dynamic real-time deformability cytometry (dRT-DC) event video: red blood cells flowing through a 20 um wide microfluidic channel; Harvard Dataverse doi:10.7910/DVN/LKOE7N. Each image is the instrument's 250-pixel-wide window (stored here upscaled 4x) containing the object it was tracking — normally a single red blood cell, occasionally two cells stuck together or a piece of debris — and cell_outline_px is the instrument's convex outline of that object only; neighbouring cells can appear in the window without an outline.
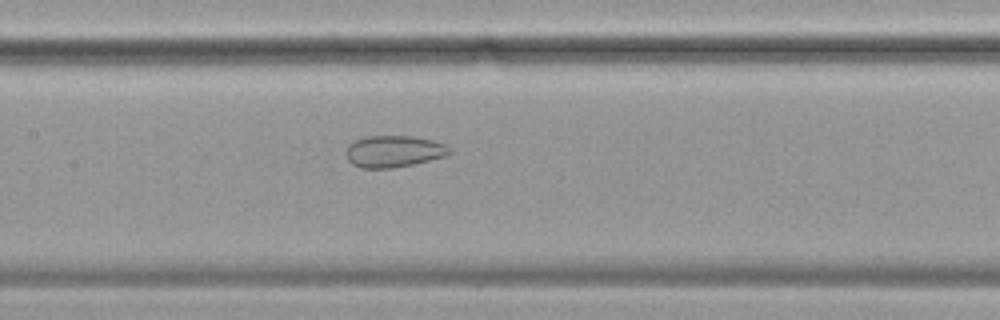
{"species": "common noctule bat (a hibernating species)", "species_latin": "Nyctalus noctula", "temperature_condition": "cold", "stored_images_in_passage": 55, "camera_frame_rate_fps": 3000, "um_per_image_px": 0.085, "animal": {"sex": "female", "body_mass_g": 19.9}, "frame": {"image": 1, "passage_image": 25, "time_ms": 8.0, "image_size_px": [1000, 320], "cell_outline_px": [[452, 152], [444, 156], [412, 164], [392, 168], [360, 168], [352, 164], [348, 160], [344, 152], [348, 144], [352, 140], [364, 136], [412, 136], [432, 140], [444, 144]], "centroid_in_image_um": [33.38, 12.86], "position_along_channel_um": 174.0, "area_um2": 19.19}}
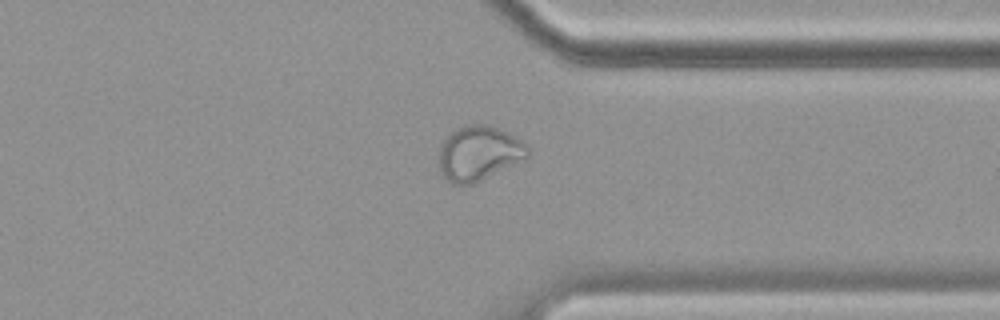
{"frame": {"image": 2, "passage_image": 42, "time_ms": 13.667, "image_size_px": [1000, 320], "cell_outline_px": [[528, 156], [472, 184], [452, 184], [444, 180], [440, 176], [440, 144], [452, 132], [468, 124], [488, 124], [508, 132], [528, 144]], "centroid_in_image_um": [40.67, 13.02], "position_along_channel_um": 370.7, "area_um2": 27.92}}
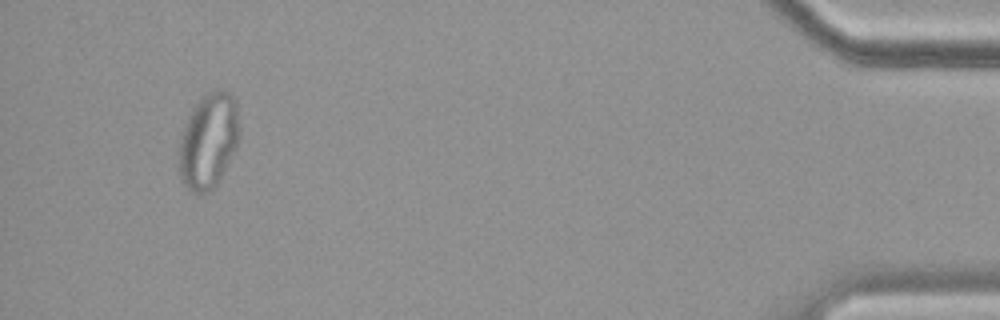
{"frame": {"image": 3, "passage_image": 52, "time_ms": 17.0, "image_size_px": [1000, 320], "cell_outline_px": [[240, 132], [236, 148], [216, 184], [204, 192], [192, 192], [180, 180], [180, 140], [184, 124], [196, 104], [208, 92], [216, 88], [232, 92], [236, 100]], "centroid_in_image_um": [17.75, 11.91], "position_along_channel_um": 417.5, "area_um2": 33.18}, "authors_computed_cell_mechanics": {"area_um2": 27.8018, "velocity_mm_per_s": 3.5058, "shape_relaxation_time_tau1_ms": null, "shape_relaxation_time_tau2_ms": 1.2762, "deformation_change_tau1": null, "deformation_change_tau2": 0.0642}}